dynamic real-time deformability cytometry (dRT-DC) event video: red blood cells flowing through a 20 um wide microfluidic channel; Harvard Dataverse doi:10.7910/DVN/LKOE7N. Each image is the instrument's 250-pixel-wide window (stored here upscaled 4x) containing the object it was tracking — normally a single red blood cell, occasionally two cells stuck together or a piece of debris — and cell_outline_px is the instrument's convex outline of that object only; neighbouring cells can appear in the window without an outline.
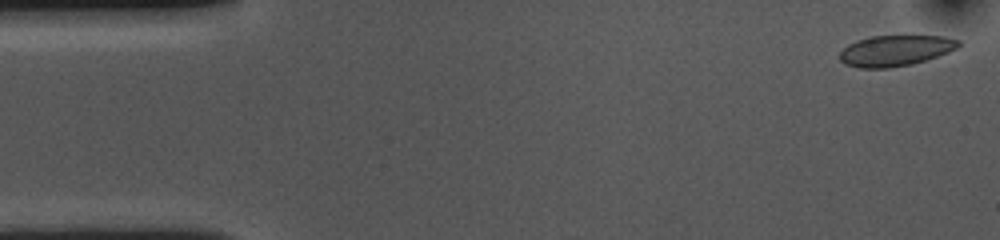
{"species": "common noctule bat (a hibernating species)", "species_latin": "Nyctalus noctula", "temperature_condition": "cold", "stored_images_in_passage": 9, "camera_frame_rate_fps": 3000, "um_per_image_px": 0.085, "animal": {"sex": "female", "body_mass_g": 10.0, "forearm_length_mm": 53.1}, "frame": {"image": 1, "passage_image": 1, "time_ms": 0.0, "image_size_px": [1000, 240], "cell_outline_px": [[960, 44], [956, 48], [948, 52], [912, 64], [888, 68], [860, 68], [844, 64], [840, 60], [840, 52], [848, 44], [856, 40], [872, 36], [944, 36], [960, 40]], "centroid_in_image_um": [76.08, 4.3], "position_along_channel_um": 8.9, "area_um2": 21.21}}